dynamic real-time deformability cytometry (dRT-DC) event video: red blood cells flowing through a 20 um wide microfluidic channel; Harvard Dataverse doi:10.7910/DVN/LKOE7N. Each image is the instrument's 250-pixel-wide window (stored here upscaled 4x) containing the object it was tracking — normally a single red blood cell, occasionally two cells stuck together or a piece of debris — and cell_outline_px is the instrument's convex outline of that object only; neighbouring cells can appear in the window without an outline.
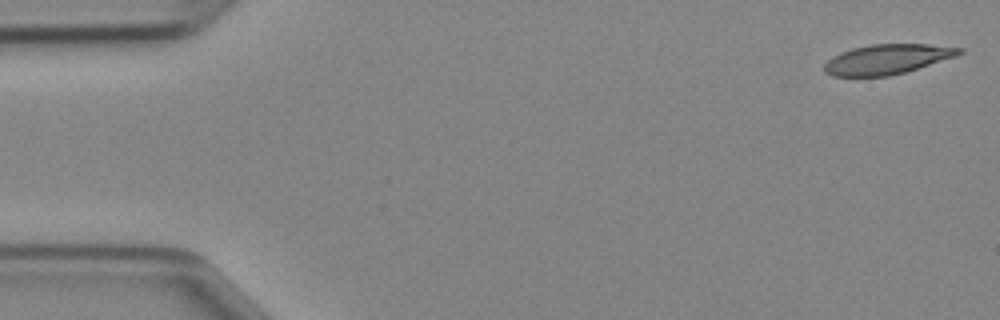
{"species": "Egyptian fruit bat (a non-hibernating species)", "species_latin": "Rousettus aegyptiacus", "temperature_condition": "cold", "stored_images_in_passage": 46, "camera_frame_rate_fps": 3000, "um_per_image_px": 0.085, "animal": {"sex": "female"}, "frame": {"image": 1, "passage_image": 1, "time_ms": 0.0, "image_size_px": [1000, 320], "cell_outline_px": [[964, 52], [956, 56], [904, 72], [888, 76], [832, 76], [824, 72], [824, 64], [832, 56], [840, 52], [852, 48], [872, 44], [928, 44], [964, 48]], "centroid_in_image_um": [75.39, 5.03], "position_along_channel_um": 9.6, "area_um2": 23.41}}
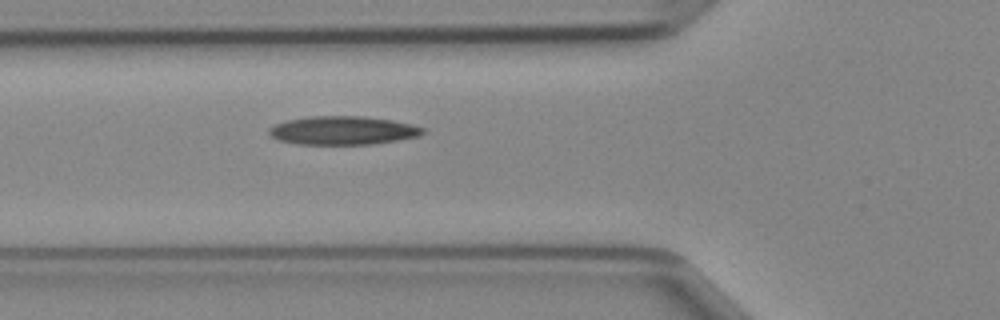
{"frame": {"image": 2, "passage_image": 16, "time_ms": 5.0, "image_size_px": [1000, 320], "cell_outline_px": [[428, 132], [420, 136], [372, 144], [296, 144], [280, 140], [272, 136], [268, 132], [268, 128], [276, 124], [288, 120], [312, 116], [364, 116], [392, 120], [412, 124], [424, 128]], "centroid_in_image_um": [29.19, 11.08], "position_along_channel_um": 96.6, "area_um2": 25.55}}
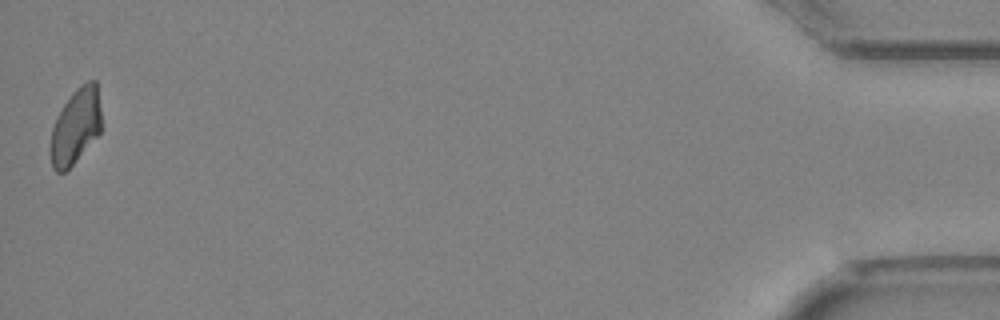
{"frame": {"image": 3, "passage_image": 46, "time_ms": 15.0, "image_size_px": [1000, 320], "cell_outline_px": [[100, 132], [76, 160], [64, 172], [56, 172], [52, 168], [52, 128], [64, 104], [72, 92], [76, 88], [88, 80], [96, 80], [100, 108]], "centroid_in_image_um": [6.45, 10.7], "position_along_channel_um": 428.8, "area_um2": 21.62}}